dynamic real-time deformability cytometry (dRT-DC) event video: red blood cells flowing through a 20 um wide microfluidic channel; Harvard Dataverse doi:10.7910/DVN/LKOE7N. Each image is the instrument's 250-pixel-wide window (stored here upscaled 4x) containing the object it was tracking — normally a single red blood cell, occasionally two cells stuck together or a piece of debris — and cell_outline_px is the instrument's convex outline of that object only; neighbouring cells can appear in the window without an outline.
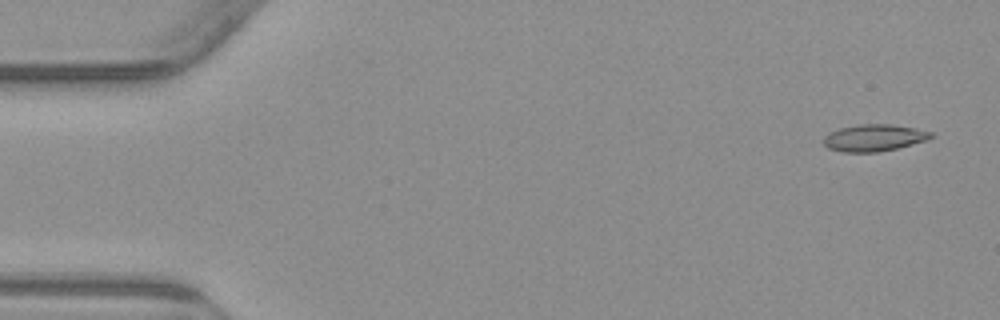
{"species": "common noctule bat (a hibernating species)", "species_latin": "Nyctalus noctula", "temperature_condition": "warm", "stored_images_in_passage": 53, "camera_frame_rate_fps": 3000, "um_per_image_px": 0.085, "animal": {"sex": "male", "body_mass_g": 23.1, "forearm_length_mm": 52.7}, "frame": {"image": 1, "passage_image": 2, "time_ms": 0.333, "image_size_px": [1000, 320], "cell_outline_px": [[936, 136], [928, 140], [896, 148], [876, 152], [844, 152], [828, 148], [824, 144], [824, 136], [828, 132], [840, 128], [860, 124], [892, 124], [916, 128], [932, 132]], "centroid_in_image_um": [74.32, 11.7], "position_along_channel_um": 10.7, "area_um2": 16.88}}
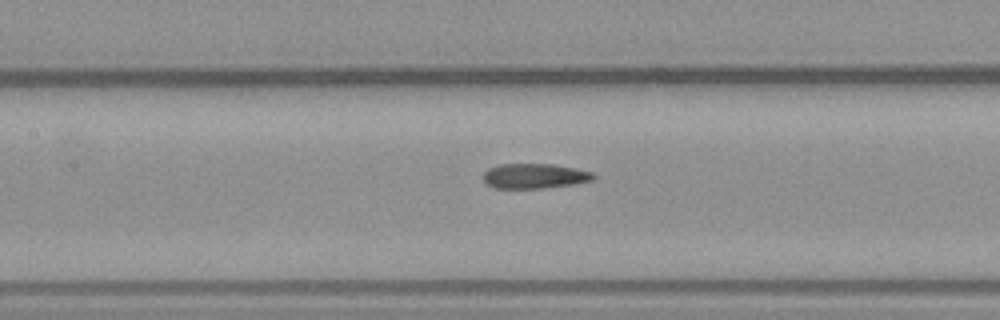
{"frame": {"image": 2, "passage_image": 24, "time_ms": 7.667, "image_size_px": [1000, 320], "cell_outline_px": [[596, 176], [592, 180], [572, 184], [540, 188], [496, 188], [488, 184], [480, 176], [488, 168], [500, 164], [552, 164], [576, 168], [592, 172]], "centroid_in_image_um": [45.4, 14.95], "position_along_channel_um": 162.0, "area_um2": 15.95}}
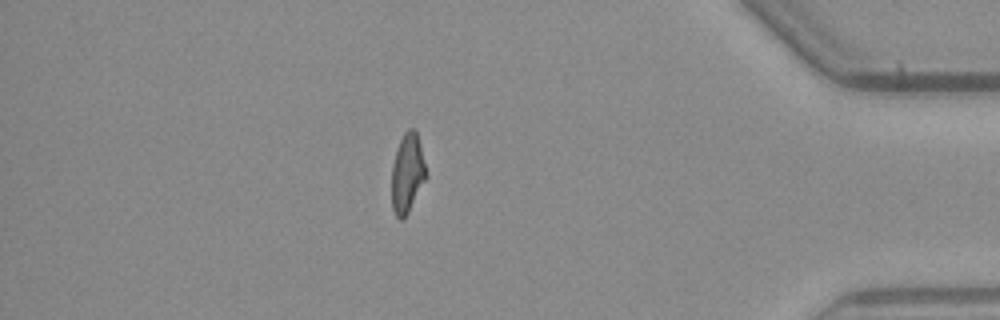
{"frame": {"image": 3, "passage_image": 46, "time_ms": 15.0, "image_size_px": [1000, 320], "cell_outline_px": [[428, 176], [408, 212], [400, 220], [396, 216], [392, 208], [392, 164], [400, 140], [404, 132], [408, 128], [416, 128]], "centroid_in_image_um": [34.64, 14.69], "position_along_channel_um": 400.6, "area_um2": 15.9}, "authors_computed_cell_mechanics": {"area_um2": 16.5886, "velocity_mm_per_s": 3.8533, "shape_relaxation_time_tau1_ms": null, "shape_relaxation_time_tau2_ms": 4.0084, "deformation_change_tau1": null, "deformation_change_tau2": 0.1292}}